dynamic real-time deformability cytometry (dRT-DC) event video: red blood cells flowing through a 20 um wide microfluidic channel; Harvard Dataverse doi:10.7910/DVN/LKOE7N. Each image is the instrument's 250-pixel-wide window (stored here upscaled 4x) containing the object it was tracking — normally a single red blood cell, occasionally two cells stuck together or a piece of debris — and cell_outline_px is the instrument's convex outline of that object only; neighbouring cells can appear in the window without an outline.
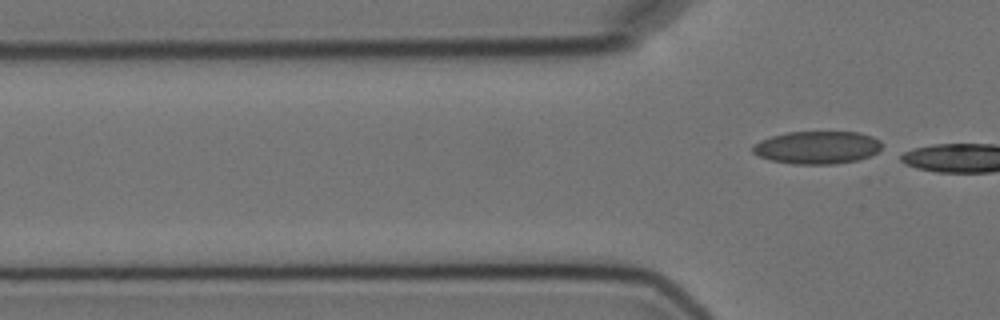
{"species": "Egyptian fruit bat (a non-hibernating species)", "species_latin": "Rousettus aegyptiacus", "temperature_condition": "cold", "stored_images_in_passage": 7, "segment_of_instrument_passage": [2, 2], "camera_frame_rate_fps": 3000, "um_per_image_px": 0.085, "animal": {"sex": "female"}, "frame": {"image": 1, "passage_image": 7, "time_ms": 7.0, "image_size_px": [1000, 320], "cell_outline_px": [[880, 148], [876, 152], [868, 156], [856, 160], [832, 164], [792, 164], [772, 160], [760, 156], [752, 152], [752, 144], [760, 140], [772, 136], [788, 132], [860, 132], [872, 136], [880, 140]], "centroid_in_image_um": [69.43, 12.53], "position_along_channel_um": 56.4, "area_um2": 24.51}}